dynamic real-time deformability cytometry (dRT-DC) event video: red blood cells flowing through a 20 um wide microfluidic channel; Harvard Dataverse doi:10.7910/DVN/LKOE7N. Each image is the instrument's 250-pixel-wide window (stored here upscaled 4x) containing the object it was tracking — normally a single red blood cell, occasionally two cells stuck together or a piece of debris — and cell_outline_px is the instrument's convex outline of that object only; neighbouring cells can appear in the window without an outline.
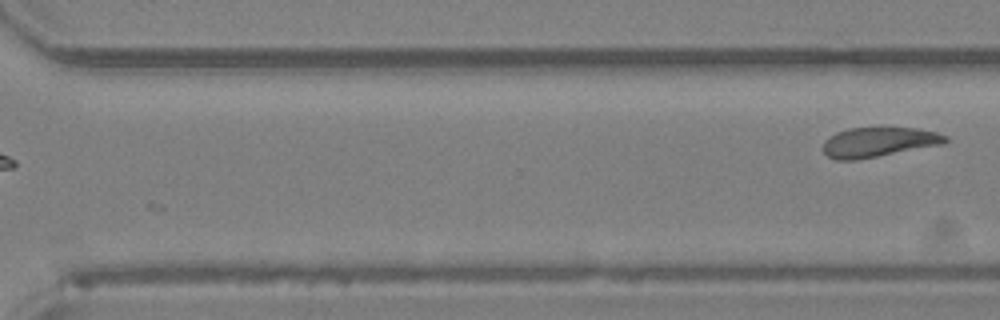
{"species": "Egyptian fruit bat (a non-hibernating species)", "species_latin": "Rousettus aegyptiacus", "temperature_condition": "room temperature", "stored_images_in_passage": 20, "camera_frame_rate_fps": 3000, "um_per_image_px": 0.085, "animal": {"sex": "female"}, "frame": {"image": 1, "passage_image": 20, "time_ms": 6.333, "image_size_px": [1000, 320], "cell_outline_px": [[948, 140], [944, 144], [856, 160], [836, 160], [828, 156], [824, 152], [824, 140], [828, 136], [836, 132], [848, 128], [916, 128], [936, 132], [948, 136]], "centroid_in_image_um": [74.68, 12.08], "position_along_channel_um": 295.9, "area_um2": 21.15}}